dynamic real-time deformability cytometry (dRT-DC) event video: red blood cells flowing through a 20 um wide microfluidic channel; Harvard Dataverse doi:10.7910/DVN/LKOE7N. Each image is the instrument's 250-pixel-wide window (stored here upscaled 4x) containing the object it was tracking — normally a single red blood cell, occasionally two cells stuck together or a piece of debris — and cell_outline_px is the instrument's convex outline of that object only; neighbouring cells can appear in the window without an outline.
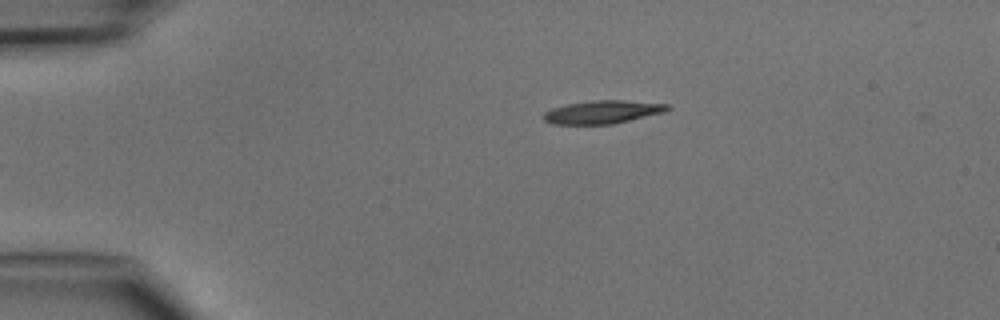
{"species": "common noctule bat (a hibernating species)", "species_latin": "Nyctalus noctula", "temperature_condition": "cold", "stored_images_in_passage": 5, "segment_of_instrument_passage": [2, 2], "camera_frame_rate_fps": 3000, "um_per_image_px": 0.085, "animal": {"sex": "male", "body_mass_g": 15.6}, "frame": {"image": 1, "passage_image": 5, "time_ms": 5.667, "image_size_px": [1000, 320], "cell_outline_px": [[672, 108], [664, 112], [612, 124], [552, 124], [544, 120], [544, 112], [552, 108], [568, 104], [592, 100], [624, 100], [668, 104]], "centroid_in_image_um": [51.23, 9.51], "position_along_channel_um": 33.8, "area_um2": 16.59}}